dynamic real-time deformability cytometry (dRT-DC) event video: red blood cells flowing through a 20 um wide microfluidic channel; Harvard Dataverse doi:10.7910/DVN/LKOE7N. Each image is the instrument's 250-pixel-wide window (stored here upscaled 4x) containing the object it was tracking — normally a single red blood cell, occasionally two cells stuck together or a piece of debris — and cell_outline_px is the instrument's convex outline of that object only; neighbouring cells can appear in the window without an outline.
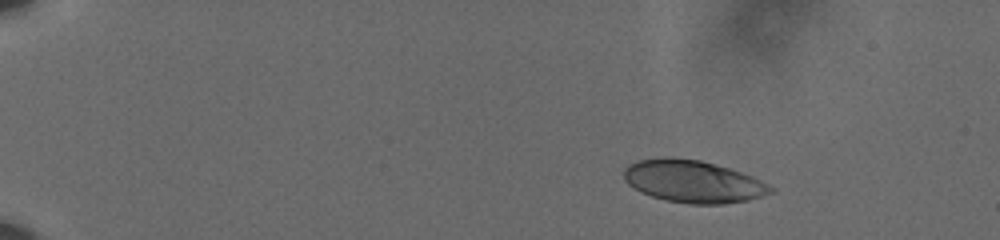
{"species": "human", "species_latin": "Homo sapiens", "temperature_condition": "cold", "stored_images_in_passage": 51, "camera_frame_rate_fps": 3000, "um_per_image_px": 0.085, "donor": {"sex": "male"}, "frame": {"image": 1, "passage_image": 1, "time_ms": 0.0, "image_size_px": [1000, 240], "cell_outline_px": [[776, 188], [772, 192], [748, 200], [724, 204], [688, 204], [668, 200], [652, 196], [640, 192], [628, 184], [624, 180], [624, 168], [628, 164], [640, 160], [668, 156], [700, 160], [728, 168], [752, 176]], "centroid_in_image_um": [58.89, 15.42], "position_along_channel_um": 26.1, "area_um2": 36.13}}
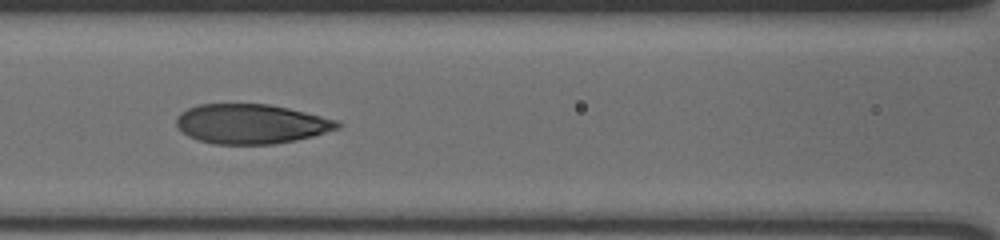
{"frame": {"image": 2, "passage_image": 21, "time_ms": 6.667, "image_size_px": [1000, 240], "cell_outline_px": [[340, 128], [312, 136], [296, 140], [272, 144], [216, 144], [200, 140], [188, 136], [176, 128], [176, 116], [180, 112], [188, 108], [200, 104], [268, 104], [288, 108], [336, 120], [340, 124]], "centroid_in_image_um": [21.29, 10.53], "position_along_channel_um": 145.3, "area_um2": 37.05}}
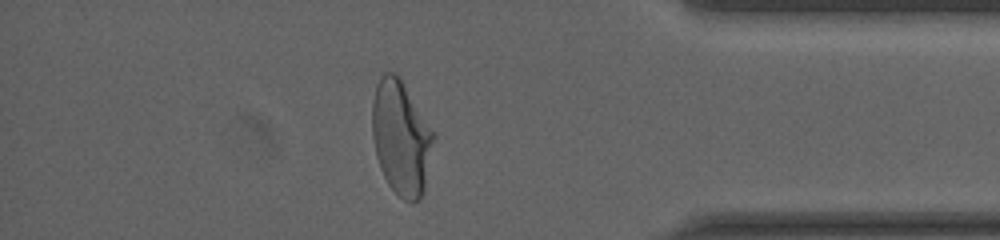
{"frame": {"image": 3, "passage_image": 44, "time_ms": 14.333, "image_size_px": [1000, 240], "cell_outline_px": [[436, 136], [424, 192], [420, 200], [404, 200], [388, 184], [380, 168], [376, 156], [372, 136], [372, 100], [376, 84], [380, 76], [384, 72], [392, 72], [400, 80], [436, 132]], "centroid_in_image_um": [34.11, 11.72], "position_along_channel_um": 401.1, "area_um2": 41.04}, "authors_computed_cell_mechanics": {"area_um2": 38.0902, "velocity_mm_per_s": 3.6005, "shape_relaxation_time_tau1_ms": 6.305, "shape_relaxation_time_tau2_ms": 0.947, "deformation_change_tau1": 0.236, "deformation_change_tau2": 0.0638}}